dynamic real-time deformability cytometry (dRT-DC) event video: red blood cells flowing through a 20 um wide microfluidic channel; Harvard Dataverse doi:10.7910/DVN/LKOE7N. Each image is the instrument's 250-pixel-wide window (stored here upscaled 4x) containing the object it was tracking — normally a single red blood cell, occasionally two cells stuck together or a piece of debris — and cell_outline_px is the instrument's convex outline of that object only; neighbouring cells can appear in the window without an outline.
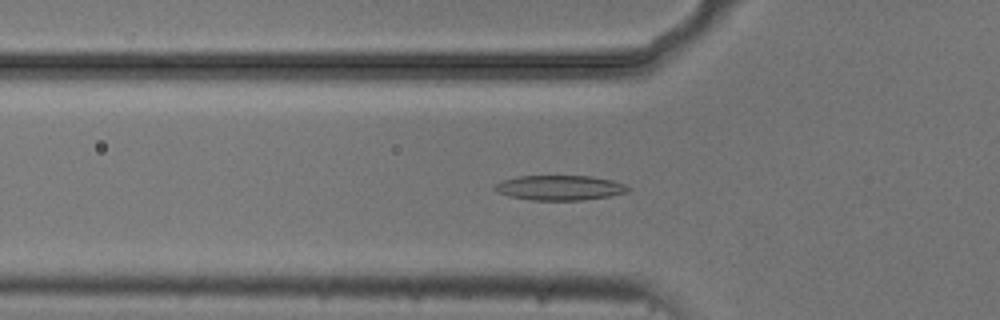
{"species": "common noctule bat (a hibernating species)", "species_latin": "Nyctalus noctula", "temperature_condition": "cold", "stored_images_in_passage": 54, "camera_frame_rate_fps": 3000, "um_per_image_px": 0.085, "animal": {"sex": "male", "body_mass_g": 20.5, "forearm_length_mm": 52.5}, "frame": {"image": 1, "passage_image": 18, "time_ms": 5.667, "image_size_px": [1000, 320], "cell_outline_px": [[632, 188], [628, 192], [608, 196], [584, 200], [528, 200], [508, 196], [496, 192], [492, 188], [496, 184], [504, 180], [516, 176], [592, 176], [612, 180], [624, 184]], "centroid_in_image_um": [47.56, 15.96], "position_along_channel_um": 78.2, "area_um2": 19.48}}
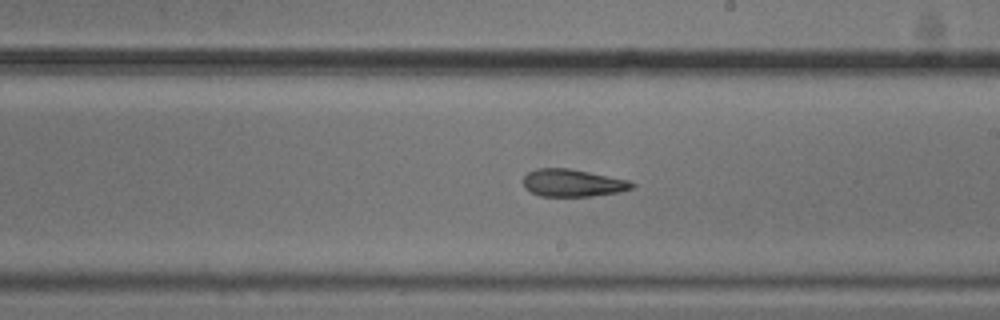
{"frame": {"image": 2, "passage_image": 31, "time_ms": 10.0, "image_size_px": [1000, 320], "cell_outline_px": [[636, 184], [632, 188], [620, 192], [592, 196], [540, 196], [524, 188], [524, 176], [528, 172], [536, 168], [568, 168], [628, 180]], "centroid_in_image_um": [48.67, 15.55], "position_along_channel_um": 240.3, "area_um2": 17.28}}
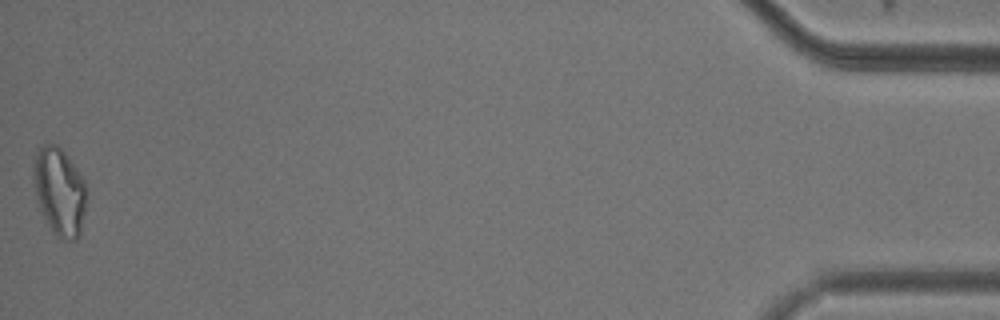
{"frame": {"image": 3, "passage_image": 54, "time_ms": 17.667, "image_size_px": [1000, 320], "cell_outline_px": [[88, 192], [80, 236], [76, 240], [60, 240], [52, 232], [40, 208], [32, 184], [32, 160], [40, 148], [44, 144], [56, 144], [68, 156], [84, 180]], "centroid_in_image_um": [5.05, 16.29], "position_along_channel_um": 430.1, "area_um2": 27.63}, "authors_computed_cell_mechanics": {"area_um2": 19.4497, "velocity_mm_per_s": 3.7144, "shape_relaxation_time_tau1_ms": null, "shape_relaxation_time_tau2_ms": 4.9485, "deformation_change_tau1": null, "deformation_change_tau2": 0.1391}}